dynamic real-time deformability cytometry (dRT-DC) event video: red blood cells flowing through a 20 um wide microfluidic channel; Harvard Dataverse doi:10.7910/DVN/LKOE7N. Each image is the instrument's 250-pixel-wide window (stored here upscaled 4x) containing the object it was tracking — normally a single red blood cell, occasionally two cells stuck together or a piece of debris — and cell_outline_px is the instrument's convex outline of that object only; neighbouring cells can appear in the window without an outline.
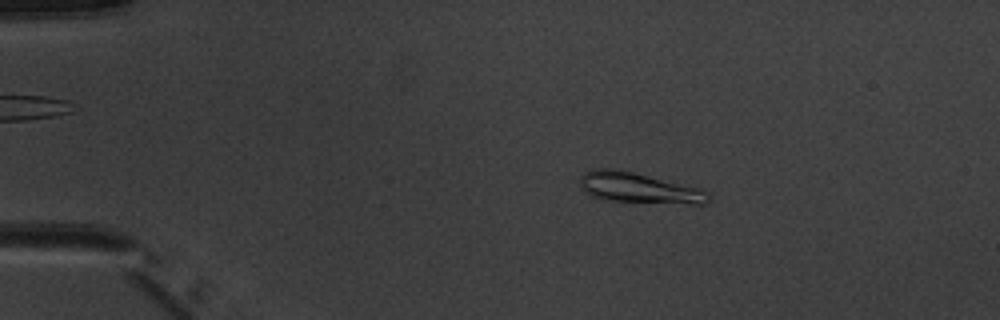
{"species": "common noctule bat (a hibernating species)", "species_latin": "Nyctalus noctula", "temperature_condition": "warm", "stored_images_in_passage": 5, "camera_frame_rate_fps": 3000, "um_per_image_px": 0.085, "animal": {"sex": "male", "body_mass_g": 20.1, "forearm_length_mm": 53.5}, "frame": {"image": 1, "passage_image": 2, "time_ms": 1.667, "image_size_px": [1000, 320], "cell_outline_px": [[708, 200], [704, 204], [692, 204], [604, 200], [592, 196], [580, 188], [580, 176], [584, 172], [592, 168], [612, 168], [632, 172], [704, 188], [708, 196]], "centroid_in_image_um": [54.28, 15.96], "position_along_channel_um": 30.7, "area_um2": 22.89}}